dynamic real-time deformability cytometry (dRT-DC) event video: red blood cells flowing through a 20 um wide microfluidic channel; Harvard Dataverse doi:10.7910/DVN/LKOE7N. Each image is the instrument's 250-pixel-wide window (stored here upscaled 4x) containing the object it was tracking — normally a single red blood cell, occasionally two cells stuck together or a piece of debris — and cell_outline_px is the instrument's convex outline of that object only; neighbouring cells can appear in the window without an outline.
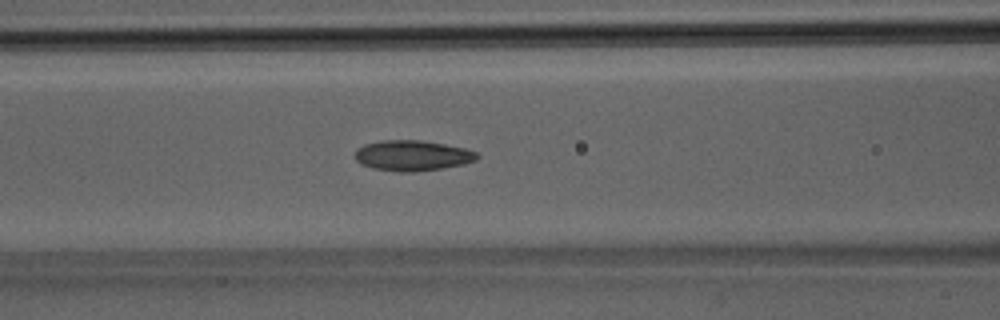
{"species": "Egyptian fruit bat (a non-hibernating species)", "species_latin": "Rousettus aegyptiacus", "temperature_condition": "room temperature", "stored_images_in_passage": 33, "camera_frame_rate_fps": 3000, "um_per_image_px": 0.085, "animal": {"sex": "male"}, "frame": {"image": 1, "passage_image": 11, "time_ms": 3.333, "image_size_px": [1000, 320], "cell_outline_px": [[480, 156], [476, 160], [464, 164], [440, 168], [412, 172], [400, 172], [372, 168], [360, 164], [352, 156], [364, 144], [384, 140], [420, 140], [444, 144], [464, 148], [476, 152]], "centroid_in_image_um": [35.03, 13.22], "position_along_channel_um": 131.6, "area_um2": 21.62}}
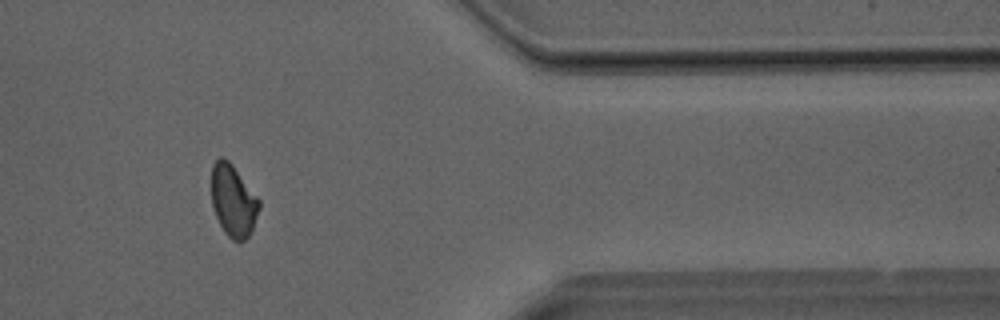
{"frame": {"image": 2, "passage_image": 27, "time_ms": 8.667, "image_size_px": [1000, 320], "cell_outline_px": [[260, 208], [252, 228], [248, 236], [244, 240], [232, 240], [224, 232], [216, 216], [212, 204], [212, 164], [220, 156], [228, 160], [232, 164], [260, 200]], "centroid_in_image_um": [19.82, 17.04], "position_along_channel_um": 391.6, "area_um2": 19.77}}
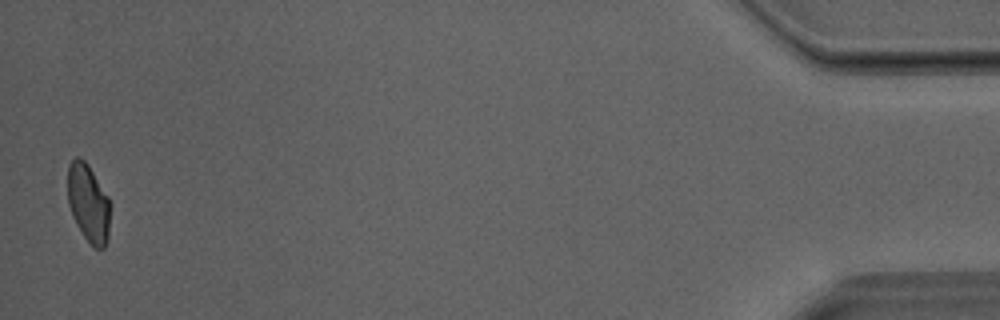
{"frame": {"image": 3, "passage_image": 33, "time_ms": 10.667, "image_size_px": [1000, 320], "cell_outline_px": [[112, 204], [108, 240], [104, 248], [96, 248], [84, 236], [76, 224], [72, 216], [68, 204], [68, 164], [76, 156], [80, 156], [88, 164], [108, 196]], "centroid_in_image_um": [7.54, 17.25], "position_along_channel_um": 427.7, "area_um2": 19.71}}